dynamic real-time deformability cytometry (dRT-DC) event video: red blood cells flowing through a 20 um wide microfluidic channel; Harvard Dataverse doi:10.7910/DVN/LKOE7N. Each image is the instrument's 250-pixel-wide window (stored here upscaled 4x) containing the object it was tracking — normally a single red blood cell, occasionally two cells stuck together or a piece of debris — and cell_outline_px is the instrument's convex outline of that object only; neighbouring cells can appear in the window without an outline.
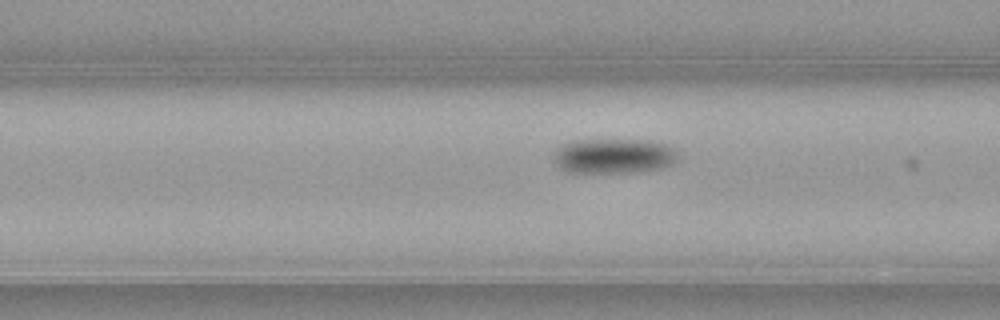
{"species": "common noctule bat (a hibernating species)", "species_latin": "Nyctalus noctula", "temperature_condition": "warm", "stored_images_in_passage": 19, "camera_frame_rate_fps": 3000, "um_per_image_px": 0.085, "animal": {"sex": "female", "body_mass_g": 21.9}, "frame": {"image": 1, "passage_image": 17, "time_ms": 5.333, "image_size_px": [1000, 320], "cell_outline_px": [[676, 160], [660, 168], [628, 172], [568, 172], [560, 168], [556, 164], [556, 148], [560, 144], [572, 140], [648, 140], [668, 144], [676, 148]], "centroid_in_image_um": [52.15, 13.23], "position_along_channel_um": 114.5, "area_um2": 25.09}}